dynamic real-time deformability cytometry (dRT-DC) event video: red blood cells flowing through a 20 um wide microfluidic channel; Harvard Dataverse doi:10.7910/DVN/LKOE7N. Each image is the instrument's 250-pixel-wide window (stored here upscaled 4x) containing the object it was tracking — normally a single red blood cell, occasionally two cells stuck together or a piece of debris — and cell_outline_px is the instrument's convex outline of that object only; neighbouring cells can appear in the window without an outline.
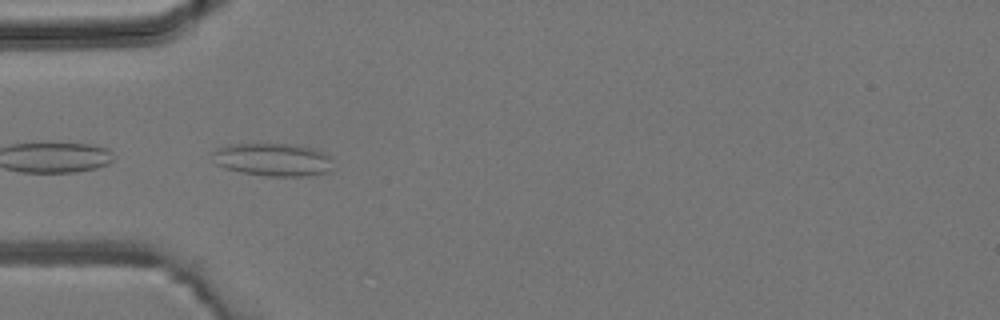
{"species": "common noctule bat (a hibernating species)", "species_latin": "Nyctalus noctula", "temperature_condition": "room temperature", "stored_images_in_passage": 3, "camera_frame_rate_fps": 3000, "um_per_image_px": 0.085, "animal": {"sex": "male", "body_mass_g": 19.2, "forearm_length_mm": 51.8}, "frame": {"image": 1, "passage_image": 3, "time_ms": 2.667, "image_size_px": [1000, 320], "cell_outline_px": [[332, 172], [308, 176], [264, 176], [224, 168], [216, 164], [212, 152], [216, 148], [228, 144], [296, 144], [312, 148], [324, 152], [332, 156]], "centroid_in_image_um": [23.25, 13.57], "position_along_channel_um": 61.7, "area_um2": 23.47}}